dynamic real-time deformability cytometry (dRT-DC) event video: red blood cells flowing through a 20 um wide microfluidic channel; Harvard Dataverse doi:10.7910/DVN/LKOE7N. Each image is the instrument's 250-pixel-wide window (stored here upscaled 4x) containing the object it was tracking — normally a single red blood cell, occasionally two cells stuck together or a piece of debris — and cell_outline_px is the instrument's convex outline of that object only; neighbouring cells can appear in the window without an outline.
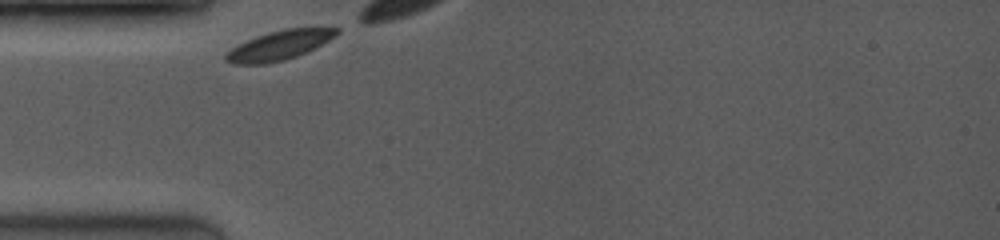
{"species": "common noctule bat (a hibernating species)", "species_latin": "Nyctalus noctula", "temperature_condition": "room temperature", "stored_images_in_passage": 7, "camera_frame_rate_fps": 3500, "um_per_image_px": 0.085, "animal": {"sex": "female", "body_mass_g": 19.0, "forearm_length_mm": 53.3}, "frame": {"image": 1, "passage_image": 1, "time_ms": 0.0, "image_size_px": [1000, 240], "cell_outline_px": [[340, 32], [336, 36], [296, 56], [284, 60], [264, 64], [232, 64], [224, 60], [224, 56], [232, 48], [256, 36], [268, 32], [284, 28], [340, 28]], "centroid_in_image_um": [23.71, 3.85], "position_along_channel_um": 61.3, "area_um2": 18.61}}